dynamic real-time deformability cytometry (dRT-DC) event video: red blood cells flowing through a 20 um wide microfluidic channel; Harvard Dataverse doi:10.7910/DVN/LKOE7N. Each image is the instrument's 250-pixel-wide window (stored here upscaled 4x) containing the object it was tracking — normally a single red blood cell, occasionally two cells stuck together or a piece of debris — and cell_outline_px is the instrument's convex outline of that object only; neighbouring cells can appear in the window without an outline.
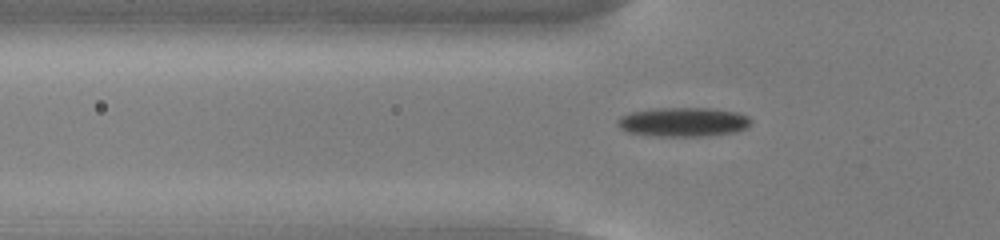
{"species": "common noctule bat (a hibernating species)", "species_latin": "Nyctalus noctula", "temperature_condition": "cold", "stored_images_in_passage": 44, "camera_frame_rate_fps": 3000, "um_per_image_px": 0.085, "animal": {"sex": "male", "body_mass_g": 13.0, "forearm_length_mm": 53.1}, "frame": {"image": 1, "passage_image": 8, "time_ms": 2.333, "image_size_px": [1000, 240], "cell_outline_px": [[752, 124], [748, 128], [736, 132], [704, 136], [652, 136], [628, 132], [620, 128], [616, 124], [616, 120], [620, 116], [632, 112], [652, 108], [708, 108], [740, 112], [748, 116], [752, 120]], "centroid_in_image_um": [58.1, 10.37], "position_along_channel_um": 67.7, "area_um2": 23.06}}
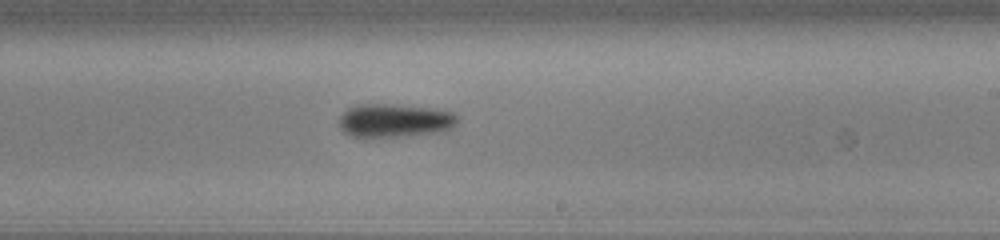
{"frame": {"image": 2, "passage_image": 23, "time_ms": 7.333, "image_size_px": [1000, 240], "cell_outline_px": [[456, 120], [448, 128], [436, 132], [396, 136], [352, 136], [344, 132], [340, 128], [340, 116], [348, 108], [360, 104], [384, 104], [432, 108], [452, 112], [456, 116]], "centroid_in_image_um": [33.47, 10.23], "position_along_channel_um": 255.5, "area_um2": 22.25}}
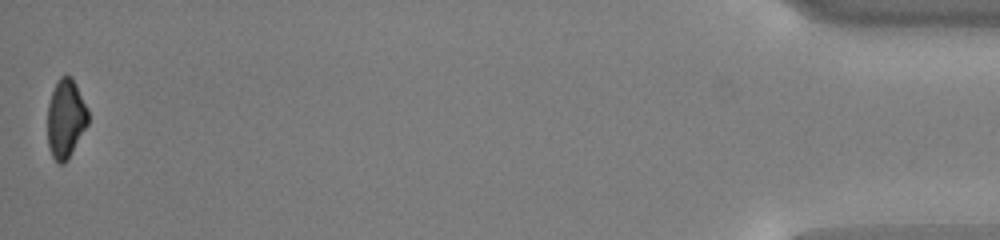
{"frame": {"image": 3, "passage_image": 44, "time_ms": 14.333, "image_size_px": [1000, 240], "cell_outline_px": [[88, 124], [68, 160], [64, 164], [60, 164], [52, 156], [48, 144], [48, 104], [56, 80], [64, 72], [72, 76], [88, 108]], "centroid_in_image_um": [5.59, 10.04], "position_along_channel_um": 429.6, "area_um2": 18.9}, "authors_computed_cell_mechanics": {"area_um2": 22.1663, "velocity_mm_per_s": 3.7845, "shape_relaxation_time_tau1_ms": 3.4743, "shape_relaxation_time_tau2_ms": null, "deformation_change_tau1": 0.1035, "deformation_change_tau2": null}}